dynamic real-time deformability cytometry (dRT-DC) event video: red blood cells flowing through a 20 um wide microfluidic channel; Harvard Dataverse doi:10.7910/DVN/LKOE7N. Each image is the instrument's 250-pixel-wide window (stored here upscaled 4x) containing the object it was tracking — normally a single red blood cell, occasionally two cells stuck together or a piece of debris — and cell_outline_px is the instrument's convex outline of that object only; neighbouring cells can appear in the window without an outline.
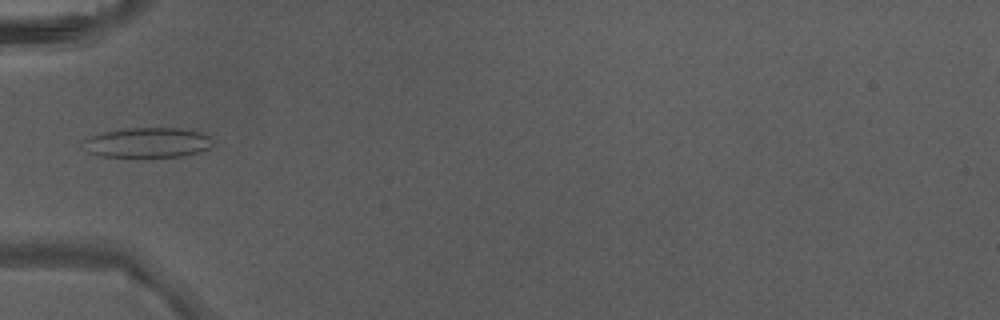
{"species": "Egyptian fruit bat (a non-hibernating species)", "species_latin": "Rousettus aegyptiacus", "temperature_condition": "warm", "stored_images_in_passage": 5, "camera_frame_rate_fps": 3000, "um_per_image_px": 0.085, "animal": {"sex": "male"}, "frame": {"image": 1, "passage_image": 5, "time_ms": 1.333, "image_size_px": [1000, 320], "cell_outline_px": [[212, 144], [208, 148], [200, 152], [180, 156], [100, 156], [88, 152], [84, 140], [92, 136], [104, 132], [128, 128], [180, 128], [200, 132], [208, 136], [212, 140]], "centroid_in_image_um": [12.58, 12.11], "position_along_channel_um": 72.4, "area_um2": 22.14}}